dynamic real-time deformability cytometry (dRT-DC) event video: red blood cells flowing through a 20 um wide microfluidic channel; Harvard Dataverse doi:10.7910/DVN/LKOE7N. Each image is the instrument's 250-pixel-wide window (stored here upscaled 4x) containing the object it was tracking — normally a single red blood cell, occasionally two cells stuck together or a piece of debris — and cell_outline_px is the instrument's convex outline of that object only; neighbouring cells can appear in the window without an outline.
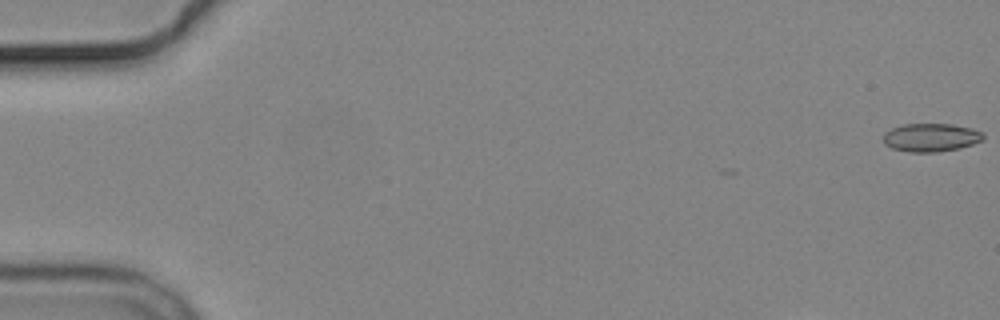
{"species": "common noctule bat (a hibernating species)", "species_latin": "Nyctalus noctula", "temperature_condition": "cold", "stored_images_in_passage": 6, "camera_frame_rate_fps": 3000, "um_per_image_px": 0.085, "animal": {"sex": "male", "body_mass_g": 19.2, "forearm_length_mm": 51.8}, "frame": {"image": 1, "passage_image": 1, "time_ms": 0.0, "image_size_px": [1000, 320], "cell_outline_px": [[984, 140], [960, 148], [936, 152], [908, 152], [892, 148], [884, 144], [884, 132], [892, 128], [904, 124], [952, 124], [972, 128], [984, 132]], "centroid_in_image_um": [79.15, 11.68], "position_along_channel_um": 5.8, "area_um2": 16.59}}
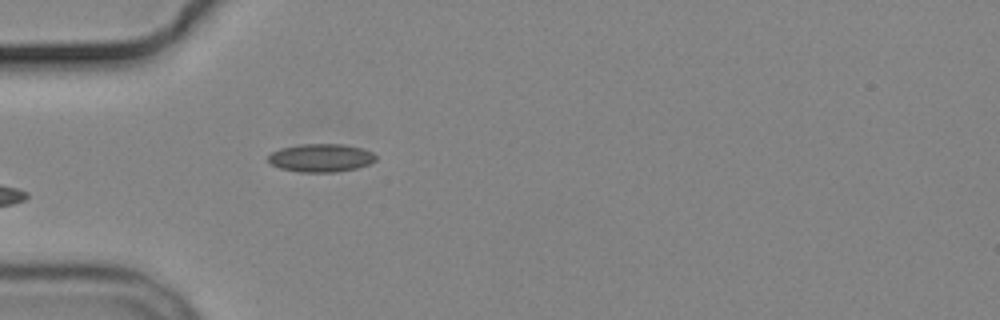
{"frame": {"image": 2, "passage_image": 6, "time_ms": 5.667, "image_size_px": [1000, 320], "cell_outline_px": [[376, 160], [368, 164], [356, 168], [336, 172], [300, 172], [280, 168], [272, 164], [268, 160], [268, 156], [272, 152], [280, 148], [300, 144], [344, 144], [360, 148], [372, 152], [376, 156]], "centroid_in_image_um": [27.27, 13.41], "position_along_channel_um": 57.7, "area_um2": 17.57}}